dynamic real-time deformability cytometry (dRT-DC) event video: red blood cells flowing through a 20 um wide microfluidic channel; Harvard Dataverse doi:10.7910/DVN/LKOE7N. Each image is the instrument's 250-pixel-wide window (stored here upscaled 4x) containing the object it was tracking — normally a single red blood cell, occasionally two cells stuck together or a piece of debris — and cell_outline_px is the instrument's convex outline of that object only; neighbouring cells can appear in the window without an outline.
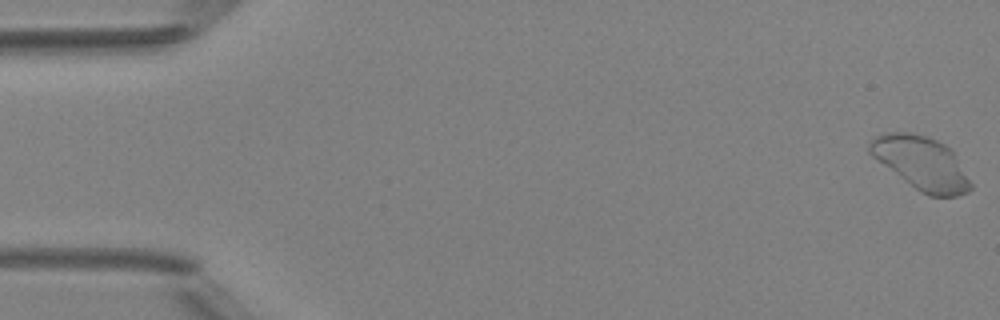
{"species": "Egyptian fruit bat (a non-hibernating species)", "species_latin": "Rousettus aegyptiacus", "temperature_condition": "room temperature", "stored_images_in_passage": 4, "camera_frame_rate_fps": 3000, "um_per_image_px": 0.085, "animal": {"sex": "female"}, "frame": {"image": 1, "passage_image": 1, "time_ms": 0.0, "image_size_px": [1000, 320], "cell_outline_px": [[972, 188], [968, 192], [956, 196], [928, 196], [920, 192], [872, 156], [868, 152], [868, 144], [876, 136], [884, 132], [912, 132], [928, 136], [952, 148], [972, 184]], "centroid_in_image_um": [78.34, 13.85], "position_along_channel_um": 6.7, "area_um2": 31.33}}
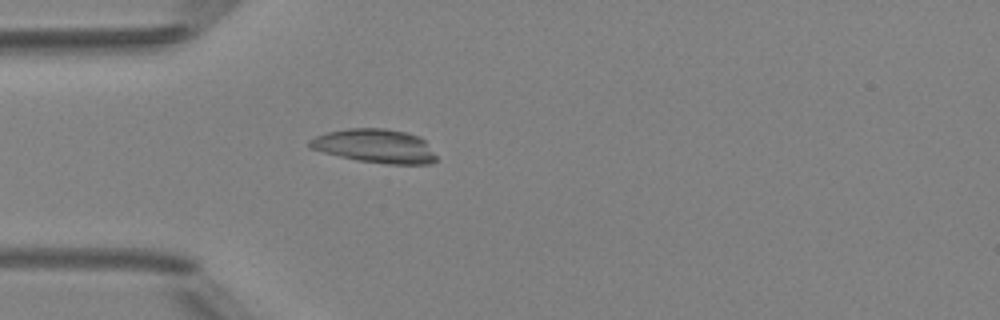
{"frame": {"image": 2, "passage_image": 4, "time_ms": 3.667, "image_size_px": [1000, 320], "cell_outline_px": [[436, 160], [432, 164], [384, 164], [356, 160], [308, 148], [308, 140], [316, 136], [328, 132], [348, 128], [384, 128], [404, 132], [420, 136], [424, 140], [436, 156]], "centroid_in_image_um": [31.87, 12.41], "position_along_channel_um": 53.1, "area_um2": 24.97}}